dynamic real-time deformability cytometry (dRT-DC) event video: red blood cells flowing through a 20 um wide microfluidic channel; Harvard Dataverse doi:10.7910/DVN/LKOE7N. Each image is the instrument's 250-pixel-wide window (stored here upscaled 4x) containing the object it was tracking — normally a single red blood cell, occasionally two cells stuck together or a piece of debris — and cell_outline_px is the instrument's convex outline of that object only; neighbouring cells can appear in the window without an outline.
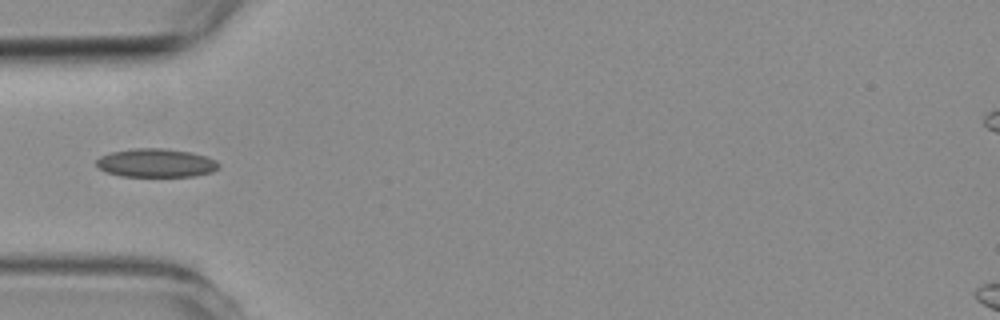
{"species": "common noctule bat (a hibernating species)", "species_latin": "Nyctalus noctula", "temperature_condition": "room temperature", "stored_images_in_passage": 7, "camera_frame_rate_fps": 3000, "um_per_image_px": 0.085, "animal": {"sex": "female", "body_mass_g": 19.3, "forearm_length_mm": 54.1}, "frame": {"image": 1, "passage_image": 5, "time_ms": 4.667, "image_size_px": [1000, 320], "cell_outline_px": [[220, 168], [212, 172], [196, 176], [120, 176], [104, 172], [96, 164], [96, 160], [100, 156], [112, 152], [136, 148], [164, 148], [192, 152], [216, 160], [220, 164]], "centroid_in_image_um": [13.28, 13.85], "position_along_channel_um": 71.7, "area_um2": 20.46}}
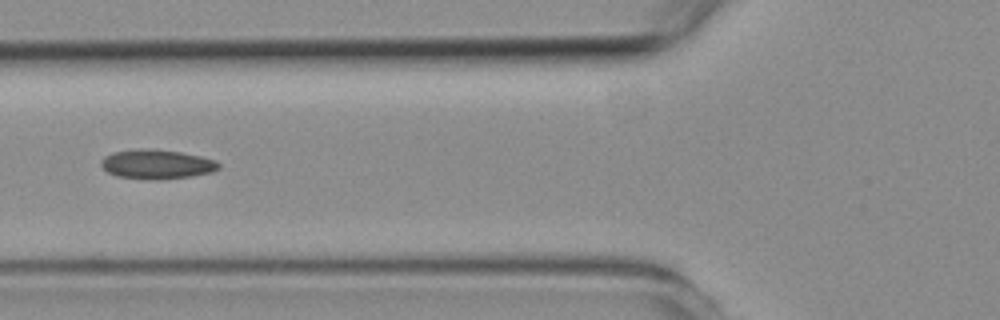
{"frame": {"image": 2, "passage_image": 6, "time_ms": 5.667, "image_size_px": [1000, 320], "cell_outline_px": [[220, 168], [212, 172], [192, 176], [160, 180], [148, 180], [116, 176], [108, 172], [100, 164], [100, 160], [104, 156], [112, 152], [140, 148], [152, 148], [180, 152], [200, 156], [216, 160], [220, 164]], "centroid_in_image_um": [13.31, 13.96], "position_along_channel_um": 112.5, "area_um2": 20.46}}
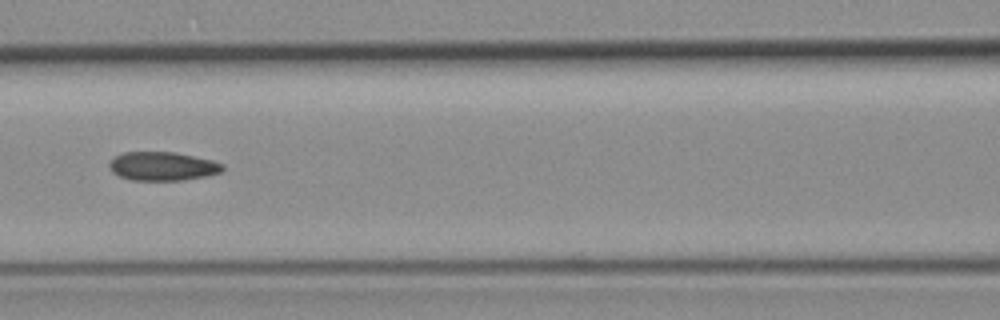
{"frame": {"image": 3, "passage_image": 7, "time_ms": 6.667, "image_size_px": [1000, 320], "cell_outline_px": [[224, 168], [220, 172], [208, 176], [184, 180], [132, 180], [120, 176], [112, 172], [108, 168], [108, 164], [112, 156], [124, 152], [176, 152], [212, 160], [224, 164]], "centroid_in_image_um": [13.79, 14.12], "position_along_channel_um": 152.8, "area_um2": 19.19}}